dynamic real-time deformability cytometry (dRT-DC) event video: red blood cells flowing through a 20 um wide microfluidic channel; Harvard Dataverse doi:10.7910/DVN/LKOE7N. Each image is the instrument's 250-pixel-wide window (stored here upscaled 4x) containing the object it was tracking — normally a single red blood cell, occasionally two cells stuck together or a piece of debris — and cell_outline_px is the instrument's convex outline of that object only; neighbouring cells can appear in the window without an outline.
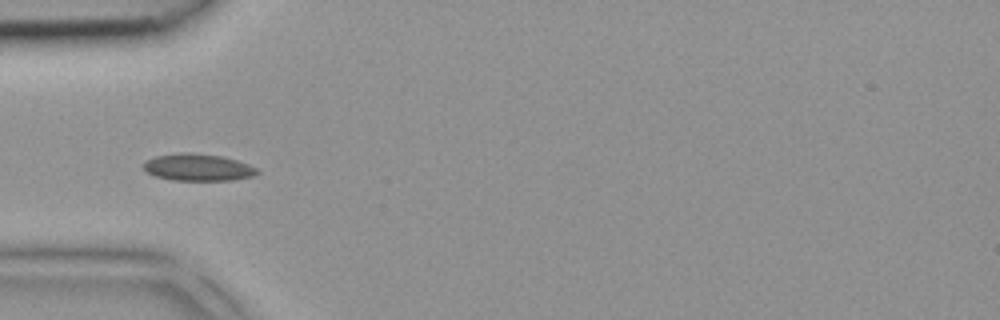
{"species": "common noctule bat (a hibernating species)", "species_latin": "Nyctalus noctula", "temperature_condition": "room temperature", "stored_images_in_passage": 2, "camera_frame_rate_fps": 3000, "um_per_image_px": 0.085, "animal": {"sex": "female", "body_mass_g": 18.4}, "frame": {"image": 1, "passage_image": 1, "time_ms": 0.0, "image_size_px": [1000, 320], "cell_outline_px": [[260, 172], [252, 176], [232, 180], [172, 180], [156, 176], [148, 172], [144, 168], [144, 164], [148, 160], [156, 156], [184, 152], [188, 152], [220, 156], [236, 160], [248, 164], [256, 168]], "centroid_in_image_um": [16.85, 14.23], "position_along_channel_um": 68.2, "area_um2": 17.57}}